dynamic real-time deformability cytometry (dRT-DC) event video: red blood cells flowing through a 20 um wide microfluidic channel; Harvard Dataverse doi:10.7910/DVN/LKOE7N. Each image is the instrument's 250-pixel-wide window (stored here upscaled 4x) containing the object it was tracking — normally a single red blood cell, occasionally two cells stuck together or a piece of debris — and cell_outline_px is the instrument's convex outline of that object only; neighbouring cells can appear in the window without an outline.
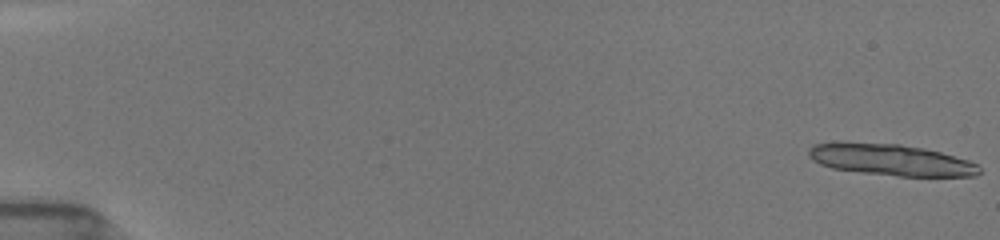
{"species": "common noctule bat (a hibernating species)", "species_latin": "Nyctalus noctula", "temperature_condition": "room temperature", "stored_images_in_passage": 15, "camera_frame_rate_fps": 3000, "um_per_image_px": 0.085, "animal": {"sex": "female", "body_mass_g": 19.5, "forearm_length_mm": 54.1}, "frame": {"image": 1, "passage_image": 1, "time_ms": 0.0, "image_size_px": [1000, 240], "cell_outline_px": [[980, 172], [976, 176], [900, 176], [860, 172], [832, 168], [820, 164], [812, 160], [808, 156], [808, 148], [812, 144], [840, 140], [900, 144], [924, 148], [940, 152], [968, 160], [976, 164], [980, 168]], "centroid_in_image_um": [75.63, 13.55], "position_along_channel_um": 9.4, "area_um2": 31.79}}
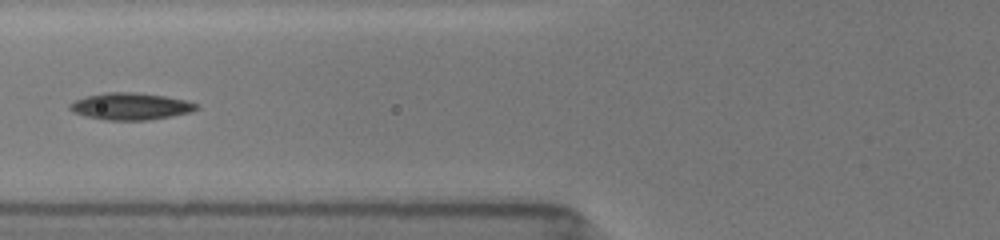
{"frame": {"image": 2, "passage_image": 13, "time_ms": 7.333, "image_size_px": [1000, 240], "cell_outline_px": [[200, 108], [192, 112], [172, 116], [148, 120], [104, 120], [84, 116], [72, 112], [68, 108], [68, 104], [84, 96], [104, 92], [136, 92], [164, 96], [184, 100], [200, 104]], "centroid_in_image_um": [11.08, 9.04], "position_along_channel_um": 114.7, "area_um2": 20.17}}
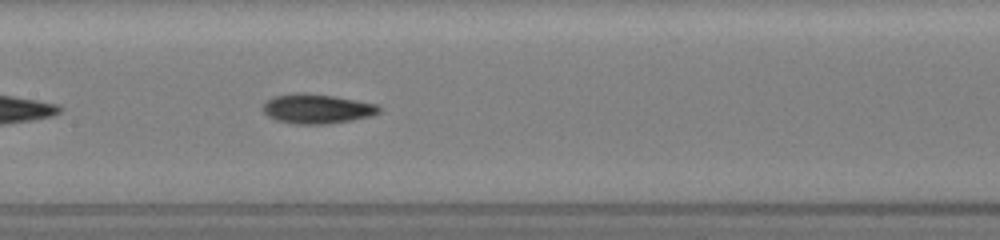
{"frame": {"image": 3, "passage_image": 15, "time_ms": 9.0, "image_size_px": [1000, 240], "cell_outline_px": [[380, 112], [372, 116], [352, 120], [328, 124], [296, 124], [276, 120], [268, 116], [264, 112], [264, 104], [272, 96], [292, 92], [304, 92], [336, 96], [376, 104], [380, 108]], "centroid_in_image_um": [26.94, 9.23], "position_along_channel_um": 180.5, "area_um2": 20.17}}